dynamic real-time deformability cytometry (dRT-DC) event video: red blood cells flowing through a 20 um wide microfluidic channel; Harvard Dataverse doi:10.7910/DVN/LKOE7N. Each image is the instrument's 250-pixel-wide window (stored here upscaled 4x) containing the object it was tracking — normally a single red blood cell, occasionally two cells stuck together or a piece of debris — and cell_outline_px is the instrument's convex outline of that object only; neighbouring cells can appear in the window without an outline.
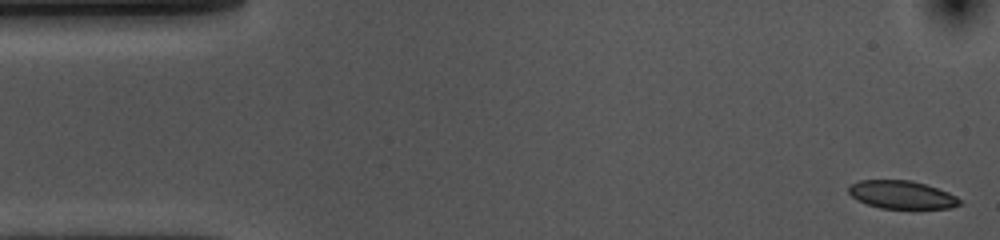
{"species": "common noctule bat (a hibernating species)", "species_latin": "Nyctalus noctula", "temperature_condition": "cold", "stored_images_in_passage": 54, "camera_frame_rate_fps": 3000, "um_per_image_px": 0.085, "animal": {"sex": "female", "body_mass_g": 10.0, "forearm_length_mm": 53.1}, "frame": {"image": 1, "passage_image": 1, "time_ms": 0.0, "image_size_px": [1000, 240], "cell_outline_px": [[960, 204], [952, 208], [880, 208], [856, 200], [848, 192], [848, 184], [860, 180], [912, 180], [948, 192], [956, 196], [960, 200]], "centroid_in_image_um": [76.6, 16.54], "position_along_channel_um": 8.4, "area_um2": 18.09}}
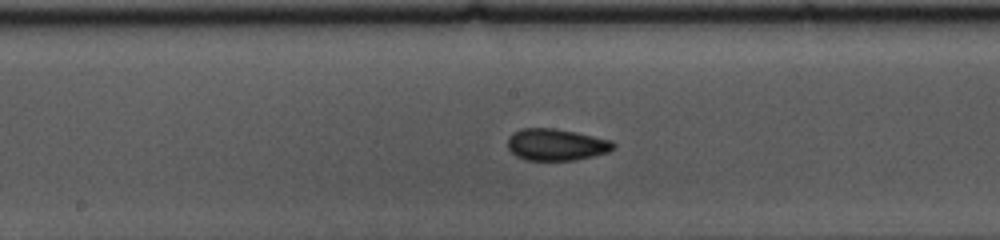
{"frame": {"image": 2, "passage_image": 26, "time_ms": 8.333, "image_size_px": [1000, 240], "cell_outline_px": [[616, 148], [608, 152], [576, 160], [528, 160], [516, 156], [508, 148], [508, 136], [512, 132], [520, 128], [552, 128], [576, 132], [612, 140], [616, 144]], "centroid_in_image_um": [47.28, 12.28], "position_along_channel_um": 200.9, "area_um2": 19.71}}
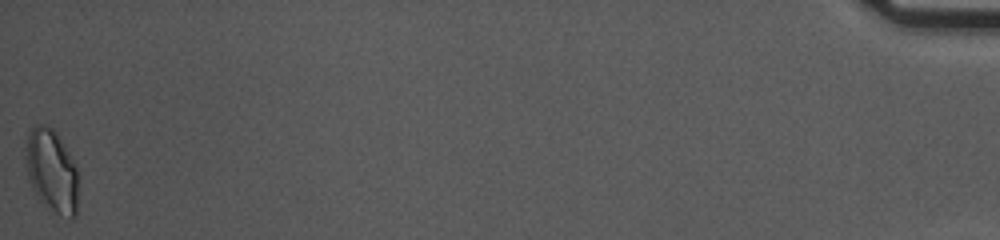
{"frame": {"image": 3, "passage_image": 54, "time_ms": 17.667, "image_size_px": [1000, 240], "cell_outline_px": [[76, 216], [72, 220], [68, 220], [48, 212], [36, 196], [32, 188], [28, 176], [24, 156], [24, 148], [28, 132], [36, 124], [44, 124], [52, 128], [56, 132], [64, 144], [76, 168]], "centroid_in_image_um": [4.35, 14.58], "position_along_channel_um": 430.9, "area_um2": 26.01}, "authors_computed_cell_mechanics": {"area_um2": 19.363, "velocity_mm_per_s": 3.5893, "shape_relaxation_time_tau1_ms": 5.3921, "shape_relaxation_time_tau2_ms": 2.0919, "deformation_change_tau1": 0.1161, "deformation_change_tau2": 0.0733}}